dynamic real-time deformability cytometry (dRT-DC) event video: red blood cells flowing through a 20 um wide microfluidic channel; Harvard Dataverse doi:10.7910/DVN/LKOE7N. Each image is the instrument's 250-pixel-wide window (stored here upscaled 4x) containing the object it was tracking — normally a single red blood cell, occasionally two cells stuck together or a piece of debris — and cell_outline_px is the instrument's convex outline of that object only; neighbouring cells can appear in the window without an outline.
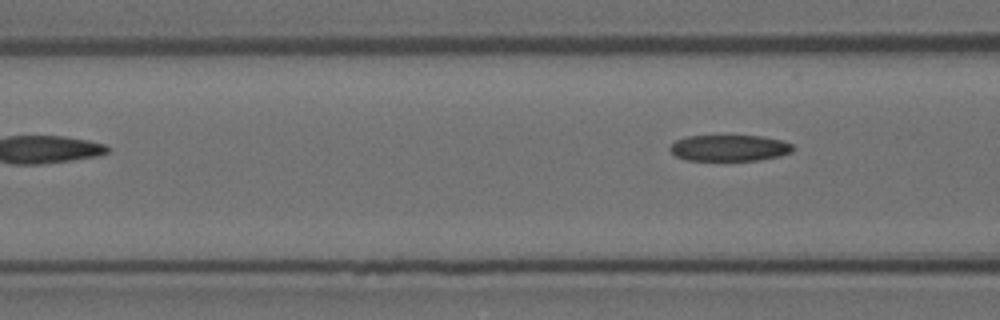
{"species": "Egyptian fruit bat (a non-hibernating species)", "species_latin": "Rousettus aegyptiacus", "temperature_condition": "room temperature", "stored_images_in_passage": 5, "camera_frame_rate_fps": 3000, "um_per_image_px": 0.085, "animal": {"sex": "female"}, "frame": {"image": 1, "passage_image": 5, "time_ms": 1.333, "image_size_px": [1000, 320], "cell_outline_px": [[792, 152], [780, 156], [760, 160], [688, 160], [676, 156], [668, 148], [676, 140], [688, 136], [760, 136], [780, 140], [792, 144]], "centroid_in_image_um": [61.99, 12.58], "position_along_channel_um": 104.6, "area_um2": 18.61}}